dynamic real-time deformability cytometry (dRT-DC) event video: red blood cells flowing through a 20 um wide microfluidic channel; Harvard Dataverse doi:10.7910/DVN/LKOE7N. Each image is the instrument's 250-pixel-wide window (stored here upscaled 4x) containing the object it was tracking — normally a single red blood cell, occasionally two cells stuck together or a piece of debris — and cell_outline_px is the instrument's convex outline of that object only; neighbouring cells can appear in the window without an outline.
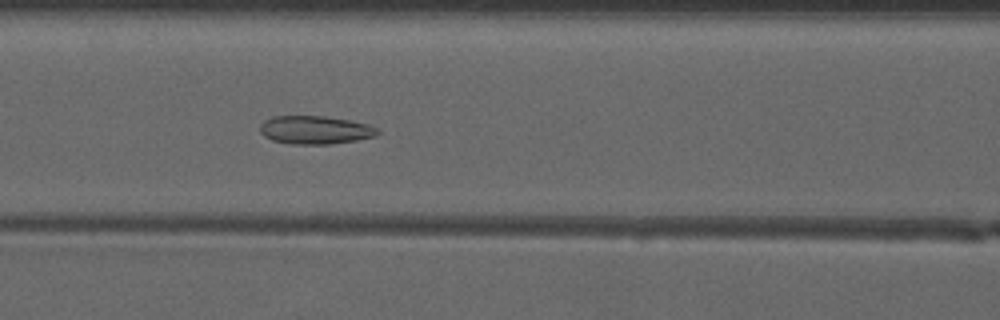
{"species": "common noctule bat (a hibernating species)", "species_latin": "Nyctalus noctula", "temperature_condition": "warm", "stored_images_in_passage": 36, "camera_frame_rate_fps": 3000, "um_per_image_px": 0.085, "animal": {"sex": "male", "forearm_length_mm": 52.5}, "frame": {"image": 1, "passage_image": 9, "time_ms": 2.667, "image_size_px": [1000, 320], "cell_outline_px": [[380, 132], [376, 136], [356, 140], [328, 144], [292, 144], [272, 140], [264, 136], [260, 132], [260, 124], [264, 120], [272, 116], [324, 116], [348, 120], [368, 124], [376, 128]], "centroid_in_image_um": [26.76, 11.04], "position_along_channel_um": 139.8, "area_um2": 19.31}}
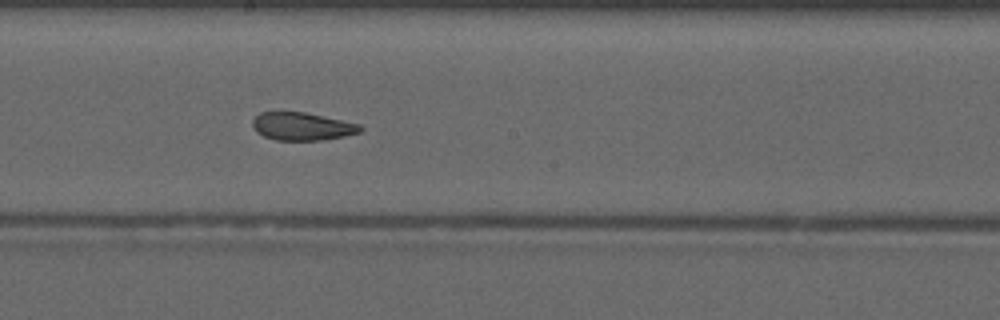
{"frame": {"image": 2, "passage_image": 15, "time_ms": 4.667, "image_size_px": [1000, 320], "cell_outline_px": [[364, 128], [360, 132], [344, 136], [320, 140], [276, 140], [264, 136], [256, 132], [252, 124], [252, 120], [260, 112], [304, 112], [360, 124]], "centroid_in_image_um": [25.67, 10.74], "position_along_channel_um": 222.5, "area_um2": 17.4}}
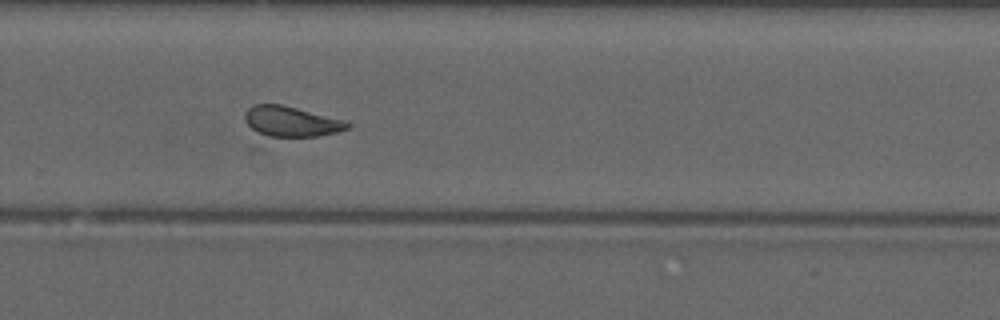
{"frame": {"image": 3, "passage_image": 21, "time_ms": 6.667, "image_size_px": [1000, 320], "cell_outline_px": [[352, 124], [348, 128], [336, 132], [316, 136], [268, 136], [256, 132], [244, 120], [244, 112], [252, 104], [280, 104], [344, 120]], "centroid_in_image_um": [24.71, 10.31], "position_along_channel_um": 305.1, "area_um2": 17.86}, "authors_computed_cell_mechanics": {"area_um2": 19.0451, "velocity_mm_per_s": 4.1472, "shape_relaxation_time_tau1_ms": null, "shape_relaxation_time_tau2_ms": 1.5627, "deformation_change_tau1": null, "deformation_change_tau2": 0.0896}}